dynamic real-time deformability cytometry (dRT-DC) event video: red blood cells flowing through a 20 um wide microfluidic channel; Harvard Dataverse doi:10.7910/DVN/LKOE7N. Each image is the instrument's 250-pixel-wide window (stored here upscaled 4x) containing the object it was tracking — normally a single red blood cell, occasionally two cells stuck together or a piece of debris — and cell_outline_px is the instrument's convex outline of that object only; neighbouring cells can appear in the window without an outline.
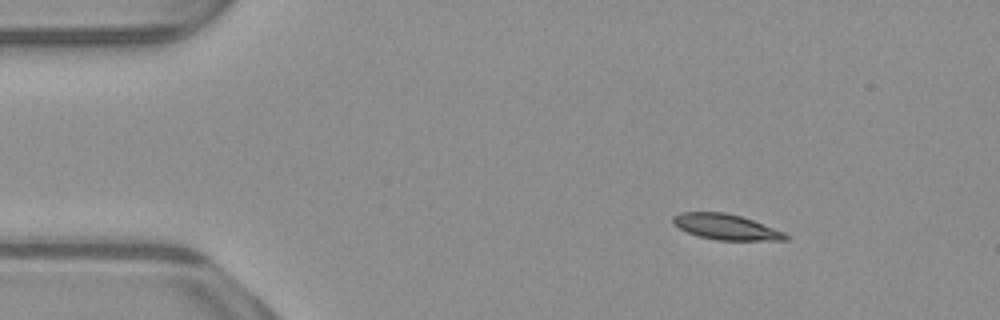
{"species": "common noctule bat (a hibernating species)", "species_latin": "Nyctalus noctula", "temperature_condition": "warm", "stored_images_in_passage": 46, "camera_frame_rate_fps": 3000, "um_per_image_px": 0.085, "animal": {"sex": "male", "body_mass_g": 23.1, "forearm_length_mm": 52.7}, "frame": {"image": 1, "passage_image": 1, "time_ms": 0.0, "image_size_px": [1000, 320], "cell_outline_px": [[792, 236], [788, 240], [716, 240], [700, 236], [688, 232], [672, 224], [672, 216], [680, 212], [724, 212], [740, 216], [752, 220], [784, 232]], "centroid_in_image_um": [61.71, 19.29], "position_along_channel_um": 23.3, "area_um2": 16.7}}
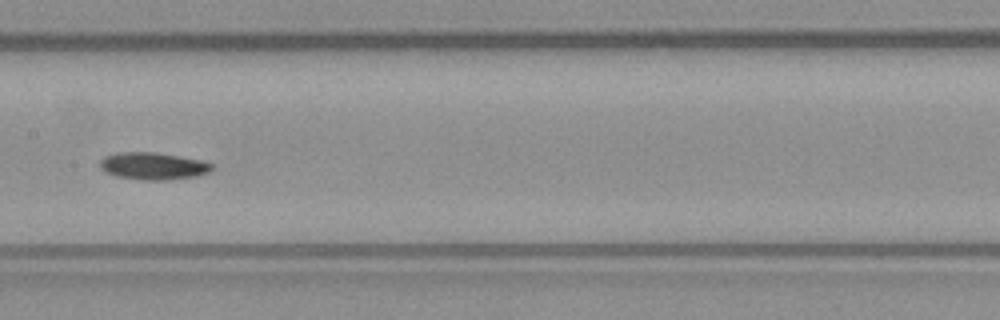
{"frame": {"image": 2, "passage_image": 20, "time_ms": 6.333, "image_size_px": [1000, 320], "cell_outline_px": [[212, 168], [208, 172], [196, 176], [164, 180], [144, 180], [116, 176], [100, 168], [100, 160], [104, 156], [116, 152], [152, 152], [180, 156], [200, 160], [212, 164]], "centroid_in_image_um": [12.98, 14.1], "position_along_channel_um": 194.4, "area_um2": 17.57}}
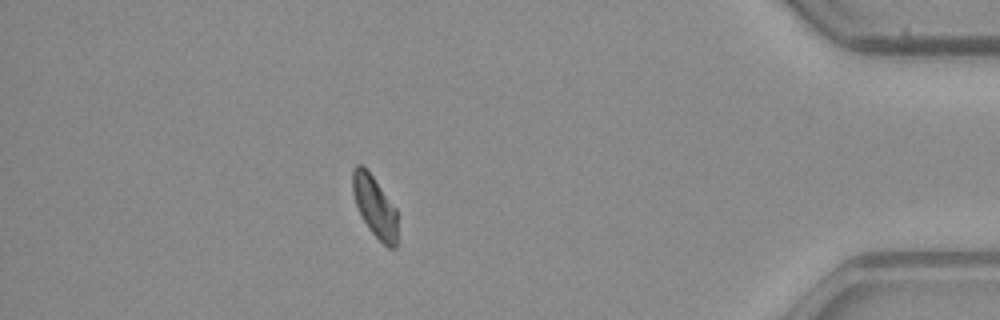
{"frame": {"image": 3, "passage_image": 40, "time_ms": 13.0, "image_size_px": [1000, 320], "cell_outline_px": [[396, 248], [388, 248], [368, 228], [356, 204], [352, 192], [352, 168], [356, 164], [360, 164], [372, 176], [396, 208]], "centroid_in_image_um": [31.83, 17.54], "position_along_channel_um": 403.4, "area_um2": 15.61}, "authors_computed_cell_mechanics": {"area_um2": 16.762, "velocity_mm_per_s": 3.8894, "shape_relaxation_time_tau1_ms": 1.9391, "shape_relaxation_time_tau2_ms": null, "deformation_change_tau1": 0.1275, "deformation_change_tau2": null}}